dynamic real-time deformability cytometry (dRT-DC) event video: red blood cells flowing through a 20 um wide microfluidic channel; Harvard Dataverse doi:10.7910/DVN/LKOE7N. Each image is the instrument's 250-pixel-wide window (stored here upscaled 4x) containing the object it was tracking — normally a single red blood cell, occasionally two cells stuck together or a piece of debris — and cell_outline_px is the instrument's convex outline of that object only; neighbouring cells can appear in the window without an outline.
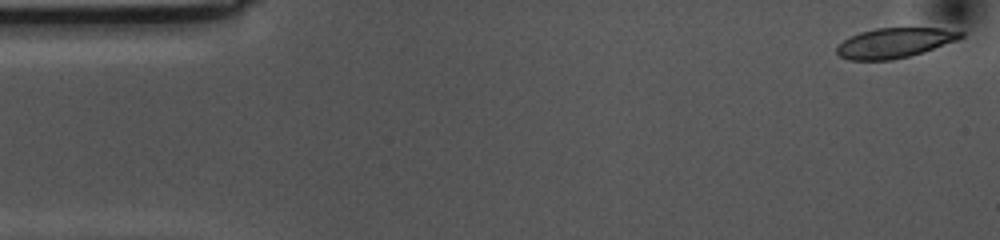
{"species": "common noctule bat (a hibernating species)", "species_latin": "Nyctalus noctula", "temperature_condition": "cold", "stored_images_in_passage": 54, "camera_frame_rate_fps": 3000, "um_per_image_px": 0.085, "animal": {"sex": "female", "body_mass_g": 10.0, "forearm_length_mm": 53.1}, "frame": {"image": 1, "passage_image": 1, "time_ms": 0.0, "image_size_px": [1000, 240], "cell_outline_px": [[964, 36], [956, 40], [924, 52], [892, 60], [848, 60], [840, 56], [836, 52], [836, 48], [844, 40], [860, 32], [876, 28], [940, 28], [964, 32]], "centroid_in_image_um": [76.03, 3.65], "position_along_channel_um": 9.0, "area_um2": 21.44}}
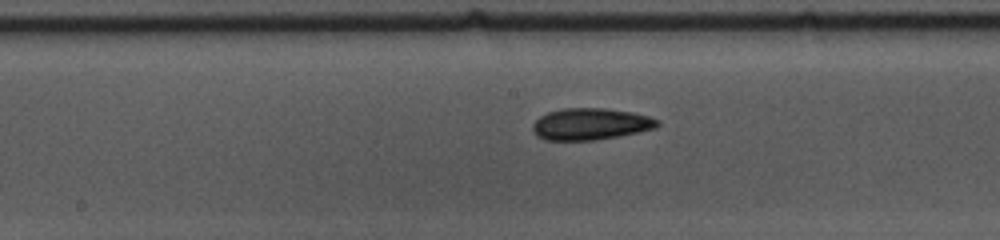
{"frame": {"image": 2, "passage_image": 26, "time_ms": 8.333, "image_size_px": [1000, 240], "cell_outline_px": [[660, 124], [656, 128], [596, 140], [544, 140], [536, 136], [532, 132], [532, 124], [540, 116], [548, 112], [560, 108], [608, 108], [632, 112], [648, 116], [660, 120]], "centroid_in_image_um": [50.16, 10.53], "position_along_channel_um": 198.0, "area_um2": 23.18}}
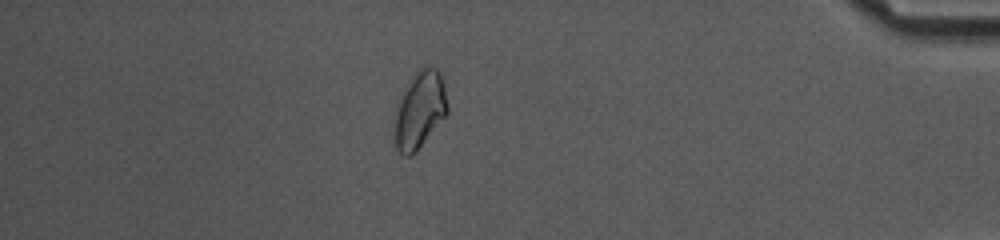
{"frame": {"image": 3, "passage_image": 47, "time_ms": 15.333, "image_size_px": [1000, 240], "cell_outline_px": [[448, 112], [416, 152], [412, 156], [404, 156], [396, 148], [396, 108], [400, 96], [404, 88], [412, 76], [420, 68], [436, 68], [440, 72], [444, 80], [448, 104]], "centroid_in_image_um": [35.7, 9.33], "position_along_channel_um": 399.5, "area_um2": 23.52}, "authors_computed_cell_mechanics": {"area_um2": 22.542, "velocity_mm_per_s": 3.5388, "shape_relaxation_time_tau1_ms": 4.0797, "shape_relaxation_time_tau2_ms": 8.9057, "deformation_change_tau1": 0.0984, "deformation_change_tau2": 0.089}}